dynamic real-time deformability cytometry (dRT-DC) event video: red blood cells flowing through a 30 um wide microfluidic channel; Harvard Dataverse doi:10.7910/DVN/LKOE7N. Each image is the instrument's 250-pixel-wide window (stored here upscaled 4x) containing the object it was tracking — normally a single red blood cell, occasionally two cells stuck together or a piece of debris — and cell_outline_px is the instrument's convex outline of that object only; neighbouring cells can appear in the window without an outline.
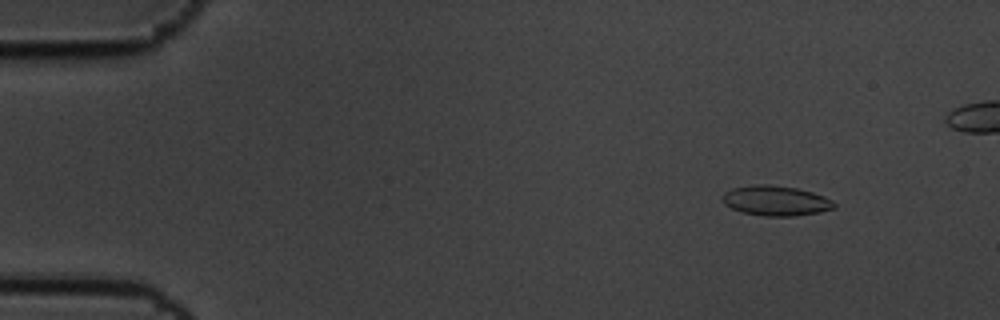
{"species": "common noctule bat (a hibernating species)", "species_latin": "Nyctalus noctula", "temperature_condition": "cold", "stored_images_in_passage": 6, "camera_frame_rate_fps": 3000, "um_per_image_px": 0.085, "animal": {"sex": "male", "body_mass_g": 19.5, "forearm_length_mm": 54.6}, "frame": {"image": 1, "passage_image": 2, "time_ms": 0.333, "image_size_px": [1000, 320], "cell_outline_px": [[836, 208], [820, 212], [792, 216], [764, 216], [740, 212], [724, 204], [720, 196], [724, 192], [732, 188], [756, 184], [768, 184], [796, 188], [812, 192], [824, 196], [832, 200], [836, 204]], "centroid_in_image_um": [65.92, 17.06], "position_along_channel_um": 19.1, "area_um2": 19.71}}